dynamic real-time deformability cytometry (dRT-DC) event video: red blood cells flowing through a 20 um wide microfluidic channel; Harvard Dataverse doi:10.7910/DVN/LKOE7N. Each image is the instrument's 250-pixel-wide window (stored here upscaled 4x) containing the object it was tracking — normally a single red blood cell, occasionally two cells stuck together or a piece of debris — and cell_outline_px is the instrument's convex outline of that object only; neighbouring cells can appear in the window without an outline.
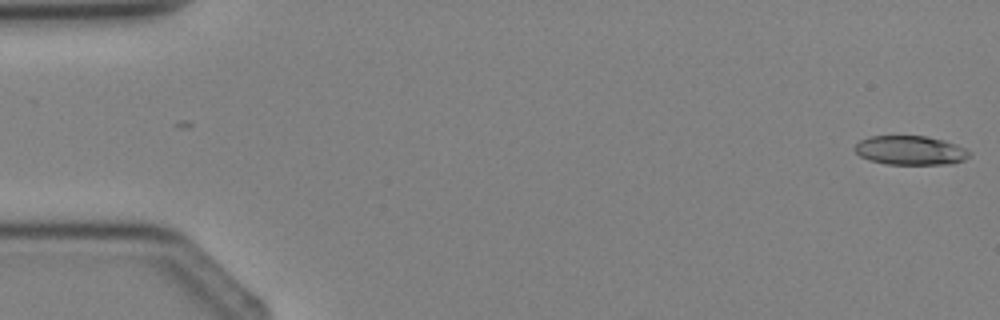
{"species": "Egyptian fruit bat (a non-hibernating species)", "species_latin": "Rousettus aegyptiacus", "temperature_condition": "cold", "stored_images_in_passage": 4, "camera_frame_rate_fps": 3000, "um_per_image_px": 0.085, "animal": {"sex": "female"}, "frame": {"image": 1, "passage_image": 1, "time_ms": 0.0, "image_size_px": [1000, 320], "cell_outline_px": [[972, 152], [964, 160], [952, 164], [888, 164], [868, 160], [860, 156], [852, 148], [860, 140], [868, 136], [924, 136], [944, 140], [956, 144]], "centroid_in_image_um": [77.36, 12.78], "position_along_channel_um": 7.6, "area_um2": 19.54}}